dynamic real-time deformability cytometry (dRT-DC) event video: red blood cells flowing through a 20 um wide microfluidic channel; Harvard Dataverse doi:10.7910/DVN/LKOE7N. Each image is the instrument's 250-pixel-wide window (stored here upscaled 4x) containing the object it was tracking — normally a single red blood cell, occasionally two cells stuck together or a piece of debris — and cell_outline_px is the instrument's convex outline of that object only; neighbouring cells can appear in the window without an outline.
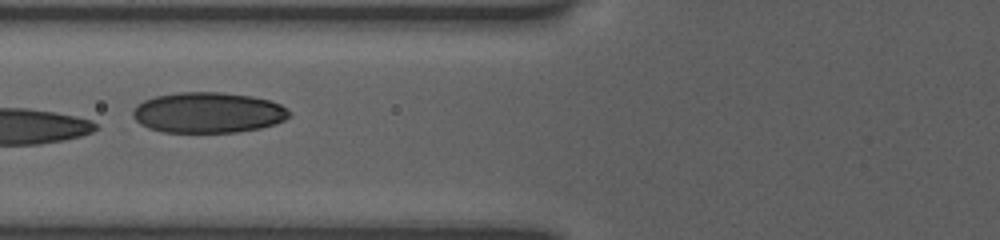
{"species": "human", "species_latin": "Homo sapiens", "temperature_condition": "room temperature", "stored_images_in_passage": 25, "camera_frame_rate_fps": 3000, "um_per_image_px": 0.085, "donor": {"sex": "female"}, "frame": {"image": 1, "passage_image": 15, "time_ms": 7.667, "image_size_px": [1000, 240], "cell_outline_px": [[288, 116], [284, 120], [276, 124], [260, 128], [236, 132], [164, 132], [148, 128], [140, 124], [132, 116], [132, 112], [136, 104], [144, 100], [156, 96], [180, 92], [220, 92], [252, 96], [268, 100], [280, 104], [288, 112]], "centroid_in_image_um": [17.64, 9.57], "position_along_channel_um": 108.2, "area_um2": 36.93}, "authors_computed_cell_mechanics": {"area_um2": 29.8248, "velocity_mm_per_s": 3.8882, "shape_relaxation_time_tau1_ms": 5.3156, "shape_relaxation_time_tau2_ms": 1.331, "deformation_change_tau1": 0.1247, "deformation_change_tau2": 0.0712}}